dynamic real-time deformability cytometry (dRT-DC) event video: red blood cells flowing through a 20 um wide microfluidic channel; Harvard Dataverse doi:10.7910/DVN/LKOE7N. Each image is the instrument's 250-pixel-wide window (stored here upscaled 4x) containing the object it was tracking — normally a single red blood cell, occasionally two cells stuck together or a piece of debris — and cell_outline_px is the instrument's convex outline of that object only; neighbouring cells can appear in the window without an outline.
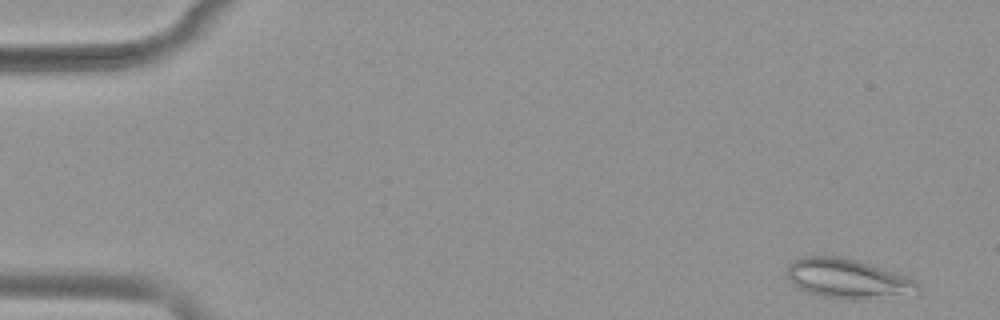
{"species": "common noctule bat (a hibernating species)", "species_latin": "Nyctalus noctula", "temperature_condition": "warm", "stored_images_in_passage": 51, "camera_frame_rate_fps": 3000, "um_per_image_px": 0.085, "animal": {"sex": "female", "body_mass_g": 19.9}, "frame": {"image": 1, "passage_image": 2, "time_ms": 0.333, "image_size_px": [1000, 320], "cell_outline_px": [[920, 292], [916, 296], [860, 300], [856, 300], [820, 296], [808, 292], [792, 284], [788, 276], [788, 264], [800, 256], [840, 256], [856, 260], [916, 280], [920, 284]], "centroid_in_image_um": [72.13, 23.72], "position_along_channel_um": 12.9, "area_um2": 30.58}}
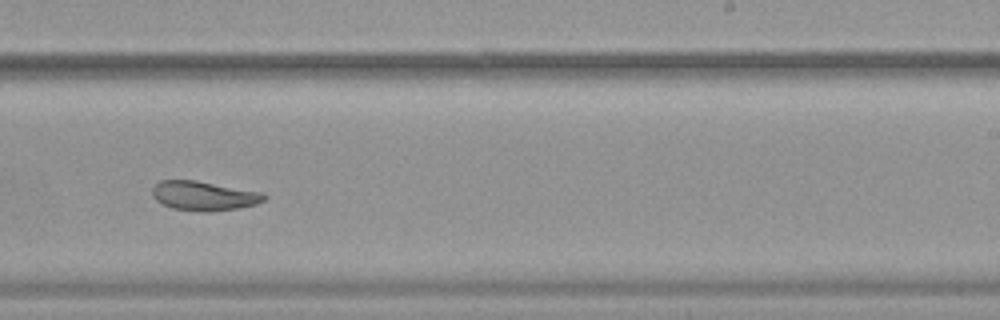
{"frame": {"image": 2, "passage_image": 32, "time_ms": 10.333, "image_size_px": [1000, 320], "cell_outline_px": [[268, 196], [264, 200], [256, 204], [236, 208], [208, 212], [204, 212], [172, 208], [156, 200], [152, 196], [152, 188], [160, 180], [196, 180], [264, 192]], "centroid_in_image_um": [17.35, 16.63], "position_along_channel_um": 271.7, "area_um2": 19.19}}
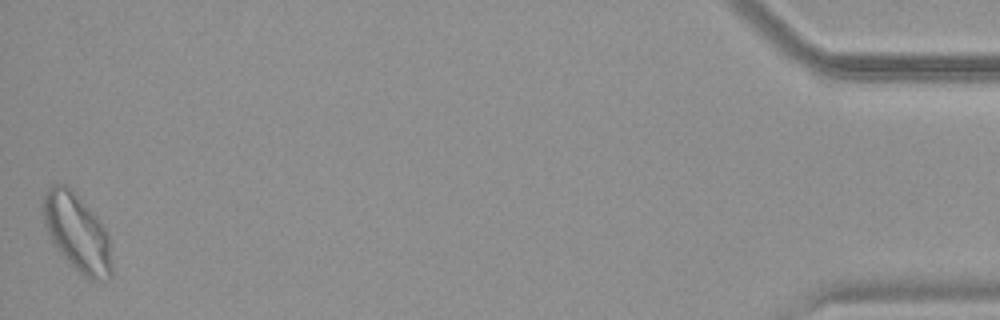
{"frame": {"image": 3, "passage_image": 51, "time_ms": 16.667, "image_size_px": [1000, 320], "cell_outline_px": [[112, 276], [100, 280], [88, 280], [56, 248], [48, 236], [44, 224], [40, 204], [44, 192], [52, 184], [68, 184], [72, 188], [96, 216], [108, 232], [112, 264]], "centroid_in_image_um": [6.52, 19.72], "position_along_channel_um": 428.7, "area_um2": 31.39}, "authors_computed_cell_mechanics": {"area_um2": 23.7558, "velocity_mm_per_s": 3.8758, "shape_relaxation_time_tau1_ms": null, "shape_relaxation_time_tau2_ms": 6.904, "deformation_change_tau1": null, "deformation_change_tau2": 0.1095}}